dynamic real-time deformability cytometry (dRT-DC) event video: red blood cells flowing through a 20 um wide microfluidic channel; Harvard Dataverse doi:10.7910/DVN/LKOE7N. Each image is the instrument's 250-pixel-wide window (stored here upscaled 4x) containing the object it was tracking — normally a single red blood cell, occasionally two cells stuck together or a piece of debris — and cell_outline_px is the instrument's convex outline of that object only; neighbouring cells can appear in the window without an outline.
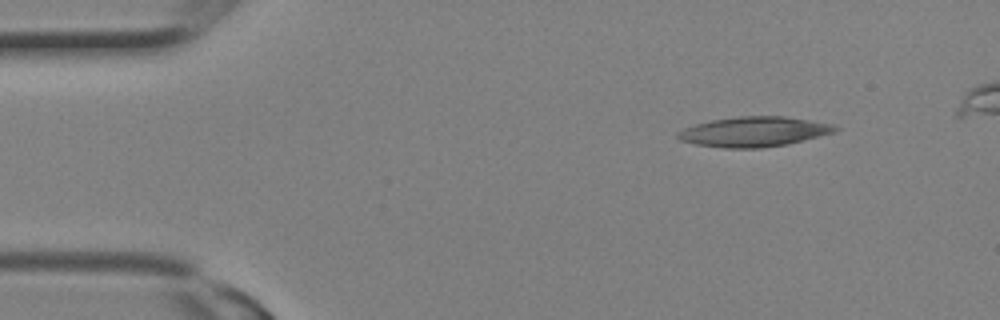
{"species": "Egyptian fruit bat (a non-hibernating species)", "species_latin": "Rousettus aegyptiacus", "temperature_condition": "room temperature", "stored_images_in_passage": 2, "camera_frame_rate_fps": 3000, "um_per_image_px": 0.085, "animal": {"sex": "female"}, "frame": {"image": 1, "passage_image": 2, "time_ms": 0.333, "image_size_px": [1000, 320], "cell_outline_px": [[840, 128], [836, 132], [788, 144], [760, 148], [724, 148], [696, 144], [680, 140], [676, 136], [676, 132], [684, 128], [696, 124], [712, 120], [740, 116], [784, 116], [836, 124]], "centroid_in_image_um": [64.12, 11.19], "position_along_channel_um": 20.9, "area_um2": 27.57}}